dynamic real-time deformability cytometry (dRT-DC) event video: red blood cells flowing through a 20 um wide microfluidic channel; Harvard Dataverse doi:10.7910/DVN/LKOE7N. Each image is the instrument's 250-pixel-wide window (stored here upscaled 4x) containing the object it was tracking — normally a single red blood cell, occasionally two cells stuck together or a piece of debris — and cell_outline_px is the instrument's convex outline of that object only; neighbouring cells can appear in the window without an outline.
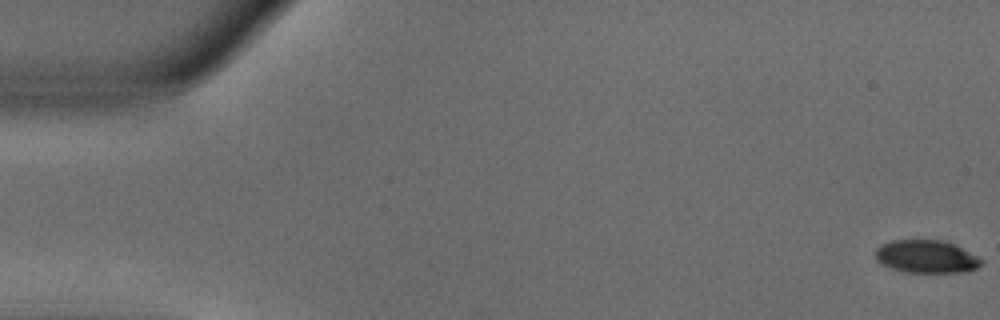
{"species": "common noctule bat (a hibernating species)", "species_latin": "Nyctalus noctula", "temperature_condition": "warm", "stored_images_in_passage": 13, "camera_frame_rate_fps": 3000, "um_per_image_px": 0.085, "animal": {"sex": "male", "body_mass_g": 18.8}, "frame": {"image": 1, "passage_image": 1, "time_ms": 0.0, "image_size_px": [1000, 320], "cell_outline_px": [[984, 260], [976, 268], [968, 272], [904, 272], [880, 264], [876, 260], [876, 248], [880, 244], [892, 240], [940, 240], [956, 244]], "centroid_in_image_um": [78.73, 21.8], "position_along_channel_um": 6.3, "area_um2": 20.4}}